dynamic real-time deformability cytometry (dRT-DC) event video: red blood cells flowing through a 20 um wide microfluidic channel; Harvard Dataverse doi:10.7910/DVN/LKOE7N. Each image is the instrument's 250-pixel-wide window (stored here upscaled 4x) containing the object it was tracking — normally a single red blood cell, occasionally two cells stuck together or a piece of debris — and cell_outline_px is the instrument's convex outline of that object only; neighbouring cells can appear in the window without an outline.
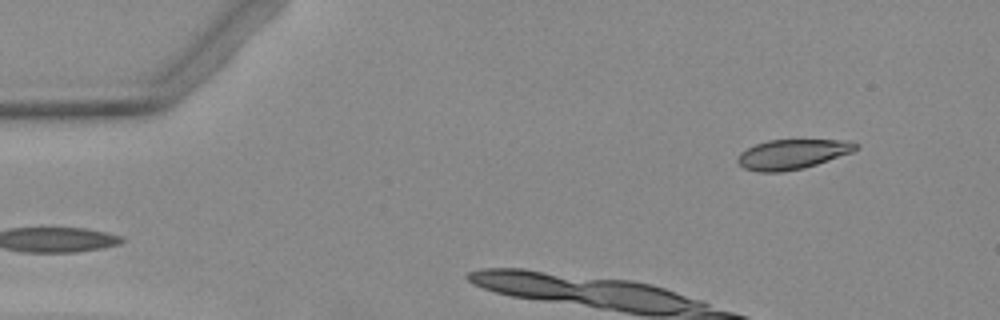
{"species": "Egyptian fruit bat (a non-hibernating species)", "species_latin": "Rousettus aegyptiacus", "temperature_condition": "warm", "stored_images_in_passage": 2, "camera_frame_rate_fps": 3000, "um_per_image_px": 0.085, "animal": {"sex": "female"}, "frame": {"image": 1, "passage_image": 2, "time_ms": 1.0, "image_size_px": [1000, 320], "cell_outline_px": [[860, 148], [852, 152], [804, 168], [780, 172], [760, 172], [744, 168], [736, 160], [740, 152], [756, 144], [768, 140], [852, 140], [860, 144]], "centroid_in_image_um": [67.39, 13.1], "position_along_channel_um": 17.6, "area_um2": 20.52}}